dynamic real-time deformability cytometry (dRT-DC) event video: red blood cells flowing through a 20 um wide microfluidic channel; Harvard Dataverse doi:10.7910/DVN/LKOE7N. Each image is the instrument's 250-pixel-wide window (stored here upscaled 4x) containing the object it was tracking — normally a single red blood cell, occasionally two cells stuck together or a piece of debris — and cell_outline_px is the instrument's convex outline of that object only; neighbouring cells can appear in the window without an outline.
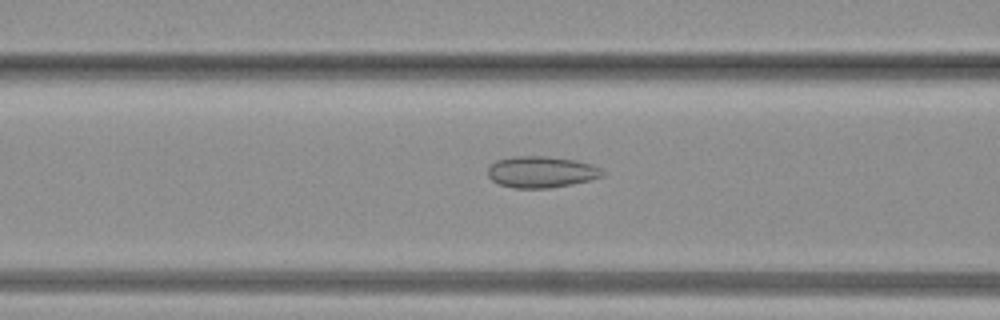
{"species": "common noctule bat (a hibernating species)", "species_latin": "Nyctalus noctula", "temperature_condition": "warm", "stored_images_in_passage": 31, "camera_frame_rate_fps": 3000, "um_per_image_px": 0.085, "animal": {"sex": "female", "body_mass_g": 19.3, "forearm_length_mm": 54.1}, "frame": {"image": 1, "passage_image": 13, "time_ms": 4.0, "image_size_px": [1000, 320], "cell_outline_px": [[604, 176], [592, 180], [552, 188], [512, 188], [500, 184], [492, 180], [488, 176], [488, 168], [496, 160], [516, 156], [544, 156], [576, 160], [592, 164], [600, 168], [604, 172]], "centroid_in_image_um": [46.04, 14.62], "position_along_channel_um": 120.6, "area_um2": 21.1}}
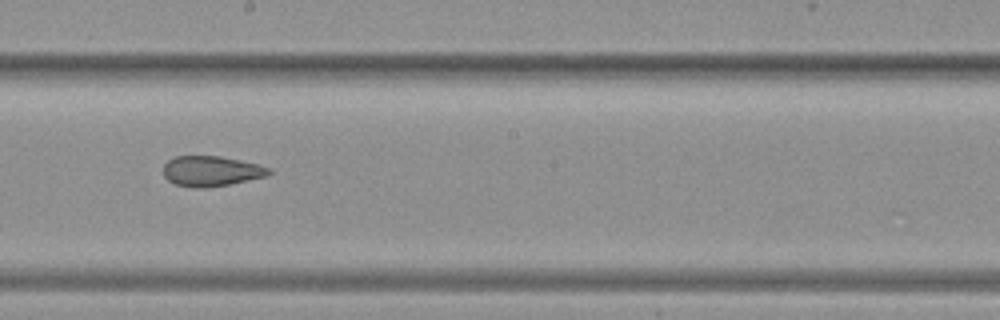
{"frame": {"image": 2, "passage_image": 19, "time_ms": 6.0, "image_size_px": [1000, 320], "cell_outline_px": [[272, 172], [268, 176], [228, 184], [204, 188], [196, 188], [176, 184], [168, 180], [164, 176], [164, 164], [168, 160], [176, 156], [220, 156], [240, 160], [272, 168]], "centroid_in_image_um": [17.97, 14.54], "position_along_channel_um": 230.2, "area_um2": 18.55}}
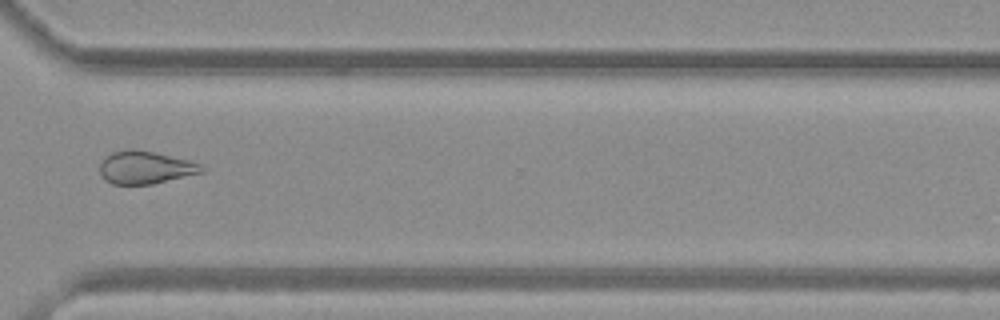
{"frame": {"image": 3, "passage_image": 26, "time_ms": 8.333, "image_size_px": [1000, 320], "cell_outline_px": [[204, 172], [152, 184], [112, 184], [104, 180], [100, 172], [100, 164], [104, 156], [112, 152], [128, 148], [132, 148], [152, 152], [188, 160], [200, 164], [204, 168]], "centroid_in_image_um": [12.31, 14.23], "position_along_channel_um": 358.3, "area_um2": 19.42}}